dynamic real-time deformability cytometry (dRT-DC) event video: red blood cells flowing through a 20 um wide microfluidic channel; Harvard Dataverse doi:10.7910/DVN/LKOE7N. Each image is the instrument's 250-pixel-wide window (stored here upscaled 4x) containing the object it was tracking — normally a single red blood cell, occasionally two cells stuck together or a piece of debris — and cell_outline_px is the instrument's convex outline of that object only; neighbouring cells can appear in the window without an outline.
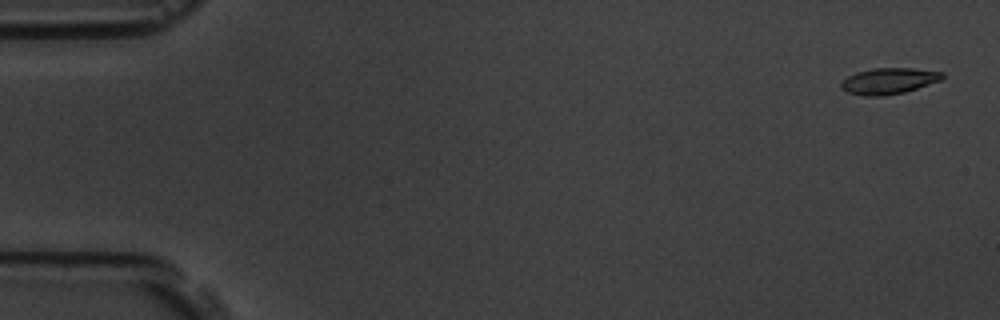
{"species": "common noctule bat (a hibernating species)", "species_latin": "Nyctalus noctula", "temperature_condition": "room temperature", "stored_images_in_passage": 5, "camera_frame_rate_fps": 3000, "um_per_image_px": 0.085, "animal": {"sex": "male", "body_mass_g": 19.5, "forearm_length_mm": 54.6}, "frame": {"image": 1, "passage_image": 1, "time_ms": 0.0, "image_size_px": [1000, 320], "cell_outline_px": [[944, 76], [940, 80], [904, 92], [884, 96], [864, 96], [848, 92], [840, 88], [840, 84], [848, 76], [856, 72], [872, 68], [912, 68], [944, 72]], "centroid_in_image_um": [75.52, 6.88], "position_along_channel_um": 9.5, "area_um2": 15.32}}
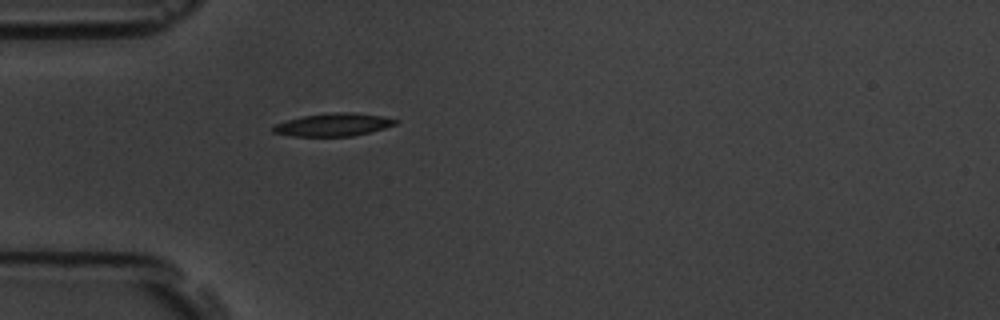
{"frame": {"image": 2, "passage_image": 5, "time_ms": 5.0, "image_size_px": [1000, 320], "cell_outline_px": [[400, 120], [396, 124], [384, 128], [352, 136], [292, 136], [272, 132], [272, 128], [276, 124], [288, 120], [304, 116], [336, 112], [356, 112], [384, 116]], "centroid_in_image_um": [28.38, 10.59], "position_along_channel_um": 56.6, "area_um2": 16.18}}